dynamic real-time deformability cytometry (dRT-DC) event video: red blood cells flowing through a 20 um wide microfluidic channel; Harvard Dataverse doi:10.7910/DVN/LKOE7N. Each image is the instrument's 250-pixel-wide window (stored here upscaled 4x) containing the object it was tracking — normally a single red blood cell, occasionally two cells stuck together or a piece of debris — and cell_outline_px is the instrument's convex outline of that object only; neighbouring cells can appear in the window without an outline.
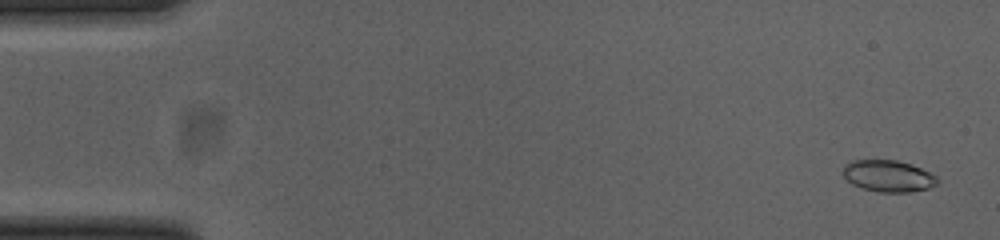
{"species": "common noctule bat (a hibernating species)", "species_latin": "Nyctalus noctula", "temperature_condition": "cold", "stored_images_in_passage": 53, "camera_frame_rate_fps": 3000, "um_per_image_px": 0.085, "animal": {"sex": "female", "body_mass_g": 23.0, "forearm_length_mm": 53.4}, "frame": {"image": 1, "passage_image": 2, "time_ms": 0.333, "image_size_px": [1000, 240], "cell_outline_px": [[940, 180], [936, 184], [928, 188], [908, 192], [876, 192], [860, 188], [852, 184], [844, 176], [844, 164], [848, 160], [896, 160], [912, 164], [936, 176]], "centroid_in_image_um": [75.48, 14.96], "position_along_channel_um": 9.5, "area_um2": 17.46}}
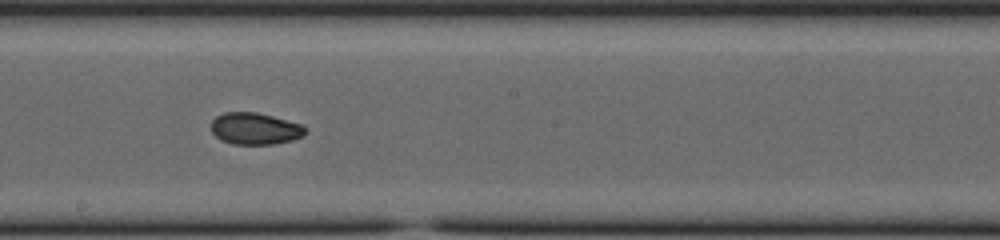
{"frame": {"image": 2, "passage_image": 29, "time_ms": 9.333, "image_size_px": [1000, 240], "cell_outline_px": [[308, 128], [304, 136], [292, 140], [272, 144], [232, 144], [220, 140], [212, 132], [212, 120], [216, 116], [224, 112], [256, 112], [272, 116], [300, 124]], "centroid_in_image_um": [21.68, 10.93], "position_along_channel_um": 226.5, "area_um2": 17.46}}
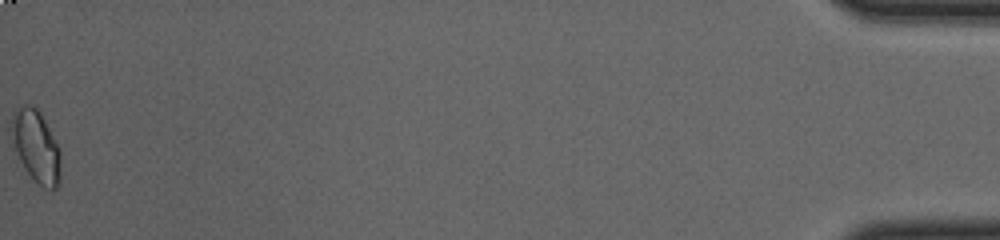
{"frame": {"image": 3, "passage_image": 53, "time_ms": 17.333, "image_size_px": [1000, 240], "cell_outline_px": [[60, 184], [56, 188], [44, 188], [28, 172], [20, 160], [16, 148], [16, 112], [24, 104], [32, 104], [40, 112], [60, 148]], "centroid_in_image_um": [3.19, 12.5], "position_along_channel_um": 432.0, "area_um2": 19.25}, "authors_computed_cell_mechanics": {"area_um2": 17.8602, "velocity_mm_per_s": 3.8705, "shape_relaxation_time_tau1_ms": null, "shape_relaxation_time_tau2_ms": 2.9773, "deformation_change_tau1": null, "deformation_change_tau2": 0.0626}}